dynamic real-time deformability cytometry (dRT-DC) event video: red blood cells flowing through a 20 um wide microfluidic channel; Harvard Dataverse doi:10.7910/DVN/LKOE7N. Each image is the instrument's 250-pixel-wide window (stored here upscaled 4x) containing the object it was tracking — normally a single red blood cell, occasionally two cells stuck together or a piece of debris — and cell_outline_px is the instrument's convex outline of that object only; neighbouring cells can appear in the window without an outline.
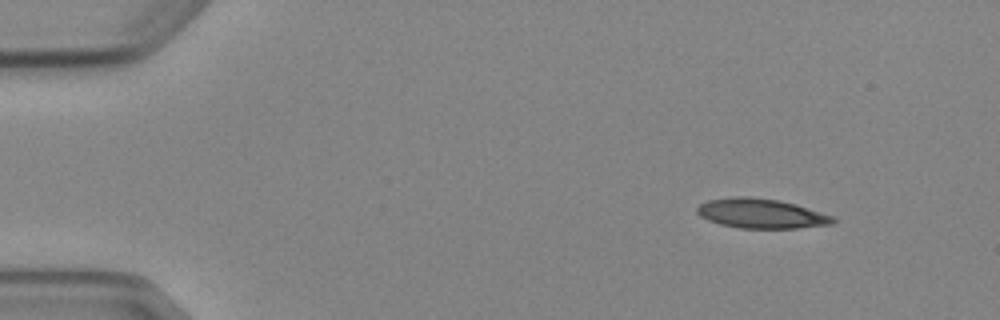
{"species": "Egyptian fruit bat (a non-hibernating species)", "species_latin": "Rousettus aegyptiacus", "temperature_condition": "cold", "stored_images_in_passage": 7, "camera_frame_rate_fps": 3000, "um_per_image_px": 0.085, "animal": {"sex": "female"}, "frame": {"image": 1, "passage_image": 1, "time_ms": 0.0, "image_size_px": [1000, 320], "cell_outline_px": [[836, 220], [832, 224], [796, 228], [740, 228], [720, 224], [708, 220], [700, 216], [696, 212], [696, 208], [700, 204], [708, 200], [732, 196], [752, 196], [780, 200], [796, 204], [836, 216]], "centroid_in_image_um": [64.71, 18.13], "position_along_channel_um": 20.3, "area_um2": 23.76}}
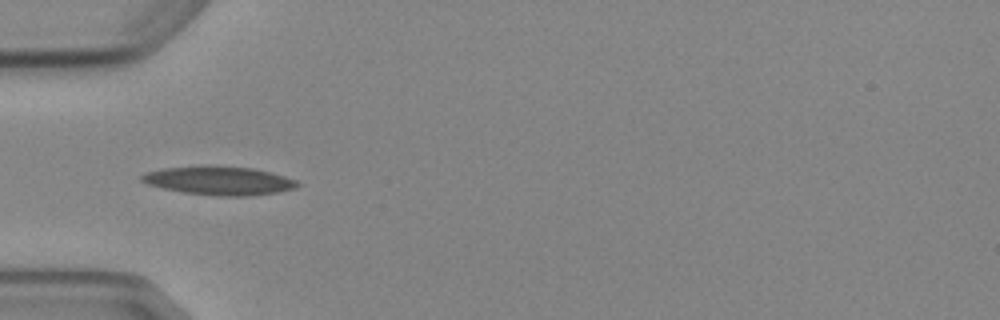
{"frame": {"image": 2, "passage_image": 4, "time_ms": 3.667, "image_size_px": [1000, 320], "cell_outline_px": [[300, 184], [296, 188], [276, 192], [248, 196], [216, 196], [184, 192], [164, 188], [148, 184], [140, 180], [140, 176], [144, 172], [164, 168], [208, 164], [252, 168], [284, 176], [296, 180]], "centroid_in_image_um": [18.59, 15.34], "position_along_channel_um": 66.4, "area_um2": 26.13}}
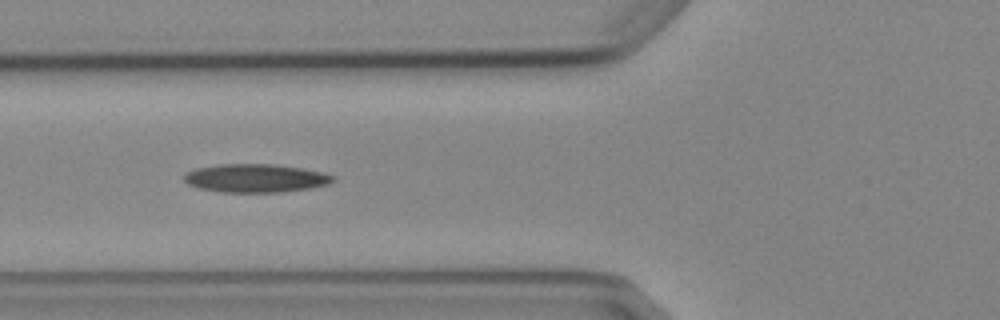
{"frame": {"image": 3, "passage_image": 5, "time_ms": 4.667, "image_size_px": [1000, 320], "cell_outline_px": [[336, 180], [328, 184], [312, 188], [280, 192], [220, 192], [200, 188], [188, 184], [184, 180], [184, 172], [196, 168], [220, 164], [276, 164], [304, 168], [324, 172], [336, 176]], "centroid_in_image_um": [21.76, 15.14], "position_along_channel_um": 104.0, "area_um2": 24.91}}